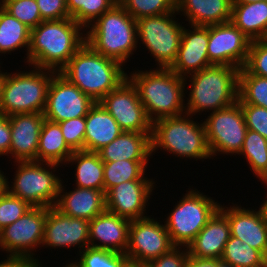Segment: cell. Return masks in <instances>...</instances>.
I'll return each instance as SVG.
<instances>
[{
    "mask_svg": "<svg viewBox=\"0 0 267 267\" xmlns=\"http://www.w3.org/2000/svg\"><path fill=\"white\" fill-rule=\"evenodd\" d=\"M3 8L30 29L43 21L36 0H14L7 2Z\"/></svg>",
    "mask_w": 267,
    "mask_h": 267,
    "instance_id": "cell-41",
    "label": "cell"
},
{
    "mask_svg": "<svg viewBox=\"0 0 267 267\" xmlns=\"http://www.w3.org/2000/svg\"><path fill=\"white\" fill-rule=\"evenodd\" d=\"M0 6L3 7L7 2H11V1H14V0H0Z\"/></svg>",
    "mask_w": 267,
    "mask_h": 267,
    "instance_id": "cell-55",
    "label": "cell"
},
{
    "mask_svg": "<svg viewBox=\"0 0 267 267\" xmlns=\"http://www.w3.org/2000/svg\"><path fill=\"white\" fill-rule=\"evenodd\" d=\"M220 261L233 267H266V257L241 239L230 236Z\"/></svg>",
    "mask_w": 267,
    "mask_h": 267,
    "instance_id": "cell-33",
    "label": "cell"
},
{
    "mask_svg": "<svg viewBox=\"0 0 267 267\" xmlns=\"http://www.w3.org/2000/svg\"><path fill=\"white\" fill-rule=\"evenodd\" d=\"M11 128L9 155L14 162L37 161L43 113H18L8 116Z\"/></svg>",
    "mask_w": 267,
    "mask_h": 267,
    "instance_id": "cell-21",
    "label": "cell"
},
{
    "mask_svg": "<svg viewBox=\"0 0 267 267\" xmlns=\"http://www.w3.org/2000/svg\"><path fill=\"white\" fill-rule=\"evenodd\" d=\"M173 247L165 224L154 218L131 220L126 256L129 262L144 265L168 253Z\"/></svg>",
    "mask_w": 267,
    "mask_h": 267,
    "instance_id": "cell-14",
    "label": "cell"
},
{
    "mask_svg": "<svg viewBox=\"0 0 267 267\" xmlns=\"http://www.w3.org/2000/svg\"><path fill=\"white\" fill-rule=\"evenodd\" d=\"M185 248L187 247L182 251L181 247L175 246L168 253L146 262L142 267H186L189 253Z\"/></svg>",
    "mask_w": 267,
    "mask_h": 267,
    "instance_id": "cell-44",
    "label": "cell"
},
{
    "mask_svg": "<svg viewBox=\"0 0 267 267\" xmlns=\"http://www.w3.org/2000/svg\"><path fill=\"white\" fill-rule=\"evenodd\" d=\"M43 21L71 18L66 0H36Z\"/></svg>",
    "mask_w": 267,
    "mask_h": 267,
    "instance_id": "cell-45",
    "label": "cell"
},
{
    "mask_svg": "<svg viewBox=\"0 0 267 267\" xmlns=\"http://www.w3.org/2000/svg\"><path fill=\"white\" fill-rule=\"evenodd\" d=\"M240 69L229 65H211L193 73L189 82V98H187L186 113L193 114L202 111H217L238 101Z\"/></svg>",
    "mask_w": 267,
    "mask_h": 267,
    "instance_id": "cell-4",
    "label": "cell"
},
{
    "mask_svg": "<svg viewBox=\"0 0 267 267\" xmlns=\"http://www.w3.org/2000/svg\"><path fill=\"white\" fill-rule=\"evenodd\" d=\"M222 262L215 259H202L188 256L186 267H219Z\"/></svg>",
    "mask_w": 267,
    "mask_h": 267,
    "instance_id": "cell-48",
    "label": "cell"
},
{
    "mask_svg": "<svg viewBox=\"0 0 267 267\" xmlns=\"http://www.w3.org/2000/svg\"><path fill=\"white\" fill-rule=\"evenodd\" d=\"M69 16L84 29L114 5L110 0H66Z\"/></svg>",
    "mask_w": 267,
    "mask_h": 267,
    "instance_id": "cell-35",
    "label": "cell"
},
{
    "mask_svg": "<svg viewBox=\"0 0 267 267\" xmlns=\"http://www.w3.org/2000/svg\"><path fill=\"white\" fill-rule=\"evenodd\" d=\"M30 28L0 6V53L6 54L30 44Z\"/></svg>",
    "mask_w": 267,
    "mask_h": 267,
    "instance_id": "cell-31",
    "label": "cell"
},
{
    "mask_svg": "<svg viewBox=\"0 0 267 267\" xmlns=\"http://www.w3.org/2000/svg\"><path fill=\"white\" fill-rule=\"evenodd\" d=\"M207 117L203 123L211 156L219 152L239 155L248 130L240 103L212 111Z\"/></svg>",
    "mask_w": 267,
    "mask_h": 267,
    "instance_id": "cell-11",
    "label": "cell"
},
{
    "mask_svg": "<svg viewBox=\"0 0 267 267\" xmlns=\"http://www.w3.org/2000/svg\"><path fill=\"white\" fill-rule=\"evenodd\" d=\"M238 102L267 109V78L253 74H239Z\"/></svg>",
    "mask_w": 267,
    "mask_h": 267,
    "instance_id": "cell-36",
    "label": "cell"
},
{
    "mask_svg": "<svg viewBox=\"0 0 267 267\" xmlns=\"http://www.w3.org/2000/svg\"><path fill=\"white\" fill-rule=\"evenodd\" d=\"M0 170V192H2L5 189V179L6 176L4 175V172Z\"/></svg>",
    "mask_w": 267,
    "mask_h": 267,
    "instance_id": "cell-51",
    "label": "cell"
},
{
    "mask_svg": "<svg viewBox=\"0 0 267 267\" xmlns=\"http://www.w3.org/2000/svg\"><path fill=\"white\" fill-rule=\"evenodd\" d=\"M240 106L247 128L267 139V109L251 104H240Z\"/></svg>",
    "mask_w": 267,
    "mask_h": 267,
    "instance_id": "cell-43",
    "label": "cell"
},
{
    "mask_svg": "<svg viewBox=\"0 0 267 267\" xmlns=\"http://www.w3.org/2000/svg\"><path fill=\"white\" fill-rule=\"evenodd\" d=\"M176 11V14L183 12L189 25L223 24L231 21L232 3L231 0H176Z\"/></svg>",
    "mask_w": 267,
    "mask_h": 267,
    "instance_id": "cell-27",
    "label": "cell"
},
{
    "mask_svg": "<svg viewBox=\"0 0 267 267\" xmlns=\"http://www.w3.org/2000/svg\"><path fill=\"white\" fill-rule=\"evenodd\" d=\"M208 59L213 65L244 67L251 40L231 21L208 25Z\"/></svg>",
    "mask_w": 267,
    "mask_h": 267,
    "instance_id": "cell-16",
    "label": "cell"
},
{
    "mask_svg": "<svg viewBox=\"0 0 267 267\" xmlns=\"http://www.w3.org/2000/svg\"><path fill=\"white\" fill-rule=\"evenodd\" d=\"M155 182L150 180H130L112 187L106 194V210L129 220L143 219L146 205Z\"/></svg>",
    "mask_w": 267,
    "mask_h": 267,
    "instance_id": "cell-17",
    "label": "cell"
},
{
    "mask_svg": "<svg viewBox=\"0 0 267 267\" xmlns=\"http://www.w3.org/2000/svg\"><path fill=\"white\" fill-rule=\"evenodd\" d=\"M239 74H253L267 78V40L251 41L247 61Z\"/></svg>",
    "mask_w": 267,
    "mask_h": 267,
    "instance_id": "cell-40",
    "label": "cell"
},
{
    "mask_svg": "<svg viewBox=\"0 0 267 267\" xmlns=\"http://www.w3.org/2000/svg\"><path fill=\"white\" fill-rule=\"evenodd\" d=\"M260 206L263 208L265 215H266V218H267V199Z\"/></svg>",
    "mask_w": 267,
    "mask_h": 267,
    "instance_id": "cell-53",
    "label": "cell"
},
{
    "mask_svg": "<svg viewBox=\"0 0 267 267\" xmlns=\"http://www.w3.org/2000/svg\"><path fill=\"white\" fill-rule=\"evenodd\" d=\"M32 206L6 189L0 192V231L21 218Z\"/></svg>",
    "mask_w": 267,
    "mask_h": 267,
    "instance_id": "cell-39",
    "label": "cell"
},
{
    "mask_svg": "<svg viewBox=\"0 0 267 267\" xmlns=\"http://www.w3.org/2000/svg\"><path fill=\"white\" fill-rule=\"evenodd\" d=\"M0 267H40L36 260L21 256H7V259L0 262Z\"/></svg>",
    "mask_w": 267,
    "mask_h": 267,
    "instance_id": "cell-47",
    "label": "cell"
},
{
    "mask_svg": "<svg viewBox=\"0 0 267 267\" xmlns=\"http://www.w3.org/2000/svg\"><path fill=\"white\" fill-rule=\"evenodd\" d=\"M73 152L64 140L59 123L44 119L38 142L37 161L60 165L67 162Z\"/></svg>",
    "mask_w": 267,
    "mask_h": 267,
    "instance_id": "cell-29",
    "label": "cell"
},
{
    "mask_svg": "<svg viewBox=\"0 0 267 267\" xmlns=\"http://www.w3.org/2000/svg\"><path fill=\"white\" fill-rule=\"evenodd\" d=\"M104 164V193L112 187L130 180H149L146 178L145 168L148 160H117L103 162Z\"/></svg>",
    "mask_w": 267,
    "mask_h": 267,
    "instance_id": "cell-32",
    "label": "cell"
},
{
    "mask_svg": "<svg viewBox=\"0 0 267 267\" xmlns=\"http://www.w3.org/2000/svg\"><path fill=\"white\" fill-rule=\"evenodd\" d=\"M239 154L246 158L249 168L263 182L267 177V139L248 129Z\"/></svg>",
    "mask_w": 267,
    "mask_h": 267,
    "instance_id": "cell-34",
    "label": "cell"
},
{
    "mask_svg": "<svg viewBox=\"0 0 267 267\" xmlns=\"http://www.w3.org/2000/svg\"><path fill=\"white\" fill-rule=\"evenodd\" d=\"M69 163H77L75 170L76 187L104 192V164L97 152L74 151L66 162V164Z\"/></svg>",
    "mask_w": 267,
    "mask_h": 267,
    "instance_id": "cell-30",
    "label": "cell"
},
{
    "mask_svg": "<svg viewBox=\"0 0 267 267\" xmlns=\"http://www.w3.org/2000/svg\"><path fill=\"white\" fill-rule=\"evenodd\" d=\"M59 125L67 145L73 151L84 150L85 117L61 121Z\"/></svg>",
    "mask_w": 267,
    "mask_h": 267,
    "instance_id": "cell-42",
    "label": "cell"
},
{
    "mask_svg": "<svg viewBox=\"0 0 267 267\" xmlns=\"http://www.w3.org/2000/svg\"><path fill=\"white\" fill-rule=\"evenodd\" d=\"M99 103L111 114L123 131L152 133L153 122L148 118L136 87L127 78Z\"/></svg>",
    "mask_w": 267,
    "mask_h": 267,
    "instance_id": "cell-13",
    "label": "cell"
},
{
    "mask_svg": "<svg viewBox=\"0 0 267 267\" xmlns=\"http://www.w3.org/2000/svg\"><path fill=\"white\" fill-rule=\"evenodd\" d=\"M129 76L127 78L136 87L139 99L152 122L186 113L184 90L187 78L178 76L170 68L139 70Z\"/></svg>",
    "mask_w": 267,
    "mask_h": 267,
    "instance_id": "cell-3",
    "label": "cell"
},
{
    "mask_svg": "<svg viewBox=\"0 0 267 267\" xmlns=\"http://www.w3.org/2000/svg\"><path fill=\"white\" fill-rule=\"evenodd\" d=\"M11 145V128L9 117L0 113V156L9 154Z\"/></svg>",
    "mask_w": 267,
    "mask_h": 267,
    "instance_id": "cell-46",
    "label": "cell"
},
{
    "mask_svg": "<svg viewBox=\"0 0 267 267\" xmlns=\"http://www.w3.org/2000/svg\"><path fill=\"white\" fill-rule=\"evenodd\" d=\"M231 236L228 218L218 210L187 246L192 257L220 260Z\"/></svg>",
    "mask_w": 267,
    "mask_h": 267,
    "instance_id": "cell-23",
    "label": "cell"
},
{
    "mask_svg": "<svg viewBox=\"0 0 267 267\" xmlns=\"http://www.w3.org/2000/svg\"><path fill=\"white\" fill-rule=\"evenodd\" d=\"M59 73L95 102L116 89L128 76L120 62L99 54L87 43Z\"/></svg>",
    "mask_w": 267,
    "mask_h": 267,
    "instance_id": "cell-2",
    "label": "cell"
},
{
    "mask_svg": "<svg viewBox=\"0 0 267 267\" xmlns=\"http://www.w3.org/2000/svg\"><path fill=\"white\" fill-rule=\"evenodd\" d=\"M6 75H7V72L4 73L0 70V103H1V99H2V92H3L4 83L6 80Z\"/></svg>",
    "mask_w": 267,
    "mask_h": 267,
    "instance_id": "cell-49",
    "label": "cell"
},
{
    "mask_svg": "<svg viewBox=\"0 0 267 267\" xmlns=\"http://www.w3.org/2000/svg\"><path fill=\"white\" fill-rule=\"evenodd\" d=\"M219 209L212 197L190 189L165 221L173 245L187 247Z\"/></svg>",
    "mask_w": 267,
    "mask_h": 267,
    "instance_id": "cell-9",
    "label": "cell"
},
{
    "mask_svg": "<svg viewBox=\"0 0 267 267\" xmlns=\"http://www.w3.org/2000/svg\"><path fill=\"white\" fill-rule=\"evenodd\" d=\"M110 1L113 3V5L116 6H121L125 2V0H110Z\"/></svg>",
    "mask_w": 267,
    "mask_h": 267,
    "instance_id": "cell-52",
    "label": "cell"
},
{
    "mask_svg": "<svg viewBox=\"0 0 267 267\" xmlns=\"http://www.w3.org/2000/svg\"><path fill=\"white\" fill-rule=\"evenodd\" d=\"M88 28L86 43L122 65L137 48V22L122 6L114 5Z\"/></svg>",
    "mask_w": 267,
    "mask_h": 267,
    "instance_id": "cell-5",
    "label": "cell"
},
{
    "mask_svg": "<svg viewBox=\"0 0 267 267\" xmlns=\"http://www.w3.org/2000/svg\"><path fill=\"white\" fill-rule=\"evenodd\" d=\"M66 267H78V265L77 264H75L74 262L73 263H70V264H67V265H65ZM64 266V267H65ZM40 267H42V264H41V266Z\"/></svg>",
    "mask_w": 267,
    "mask_h": 267,
    "instance_id": "cell-56",
    "label": "cell"
},
{
    "mask_svg": "<svg viewBox=\"0 0 267 267\" xmlns=\"http://www.w3.org/2000/svg\"><path fill=\"white\" fill-rule=\"evenodd\" d=\"M83 27L72 18L42 21L30 30L27 63L59 72L86 43Z\"/></svg>",
    "mask_w": 267,
    "mask_h": 267,
    "instance_id": "cell-1",
    "label": "cell"
},
{
    "mask_svg": "<svg viewBox=\"0 0 267 267\" xmlns=\"http://www.w3.org/2000/svg\"><path fill=\"white\" fill-rule=\"evenodd\" d=\"M219 267H233V266H230V265H226V264L221 263V264L219 265Z\"/></svg>",
    "mask_w": 267,
    "mask_h": 267,
    "instance_id": "cell-57",
    "label": "cell"
},
{
    "mask_svg": "<svg viewBox=\"0 0 267 267\" xmlns=\"http://www.w3.org/2000/svg\"><path fill=\"white\" fill-rule=\"evenodd\" d=\"M152 133L123 131L97 153L103 162L148 160L152 156Z\"/></svg>",
    "mask_w": 267,
    "mask_h": 267,
    "instance_id": "cell-26",
    "label": "cell"
},
{
    "mask_svg": "<svg viewBox=\"0 0 267 267\" xmlns=\"http://www.w3.org/2000/svg\"><path fill=\"white\" fill-rule=\"evenodd\" d=\"M135 20L174 12L176 0H125L121 5Z\"/></svg>",
    "mask_w": 267,
    "mask_h": 267,
    "instance_id": "cell-38",
    "label": "cell"
},
{
    "mask_svg": "<svg viewBox=\"0 0 267 267\" xmlns=\"http://www.w3.org/2000/svg\"><path fill=\"white\" fill-rule=\"evenodd\" d=\"M263 183L267 185V177L264 179Z\"/></svg>",
    "mask_w": 267,
    "mask_h": 267,
    "instance_id": "cell-58",
    "label": "cell"
},
{
    "mask_svg": "<svg viewBox=\"0 0 267 267\" xmlns=\"http://www.w3.org/2000/svg\"><path fill=\"white\" fill-rule=\"evenodd\" d=\"M46 217L47 207H32L0 231V249L9 253V256L26 257L41 265L38 259H34L33 252L37 245H42Z\"/></svg>",
    "mask_w": 267,
    "mask_h": 267,
    "instance_id": "cell-12",
    "label": "cell"
},
{
    "mask_svg": "<svg viewBox=\"0 0 267 267\" xmlns=\"http://www.w3.org/2000/svg\"><path fill=\"white\" fill-rule=\"evenodd\" d=\"M85 121L84 151L98 152L123 132L116 120L99 102L89 109Z\"/></svg>",
    "mask_w": 267,
    "mask_h": 267,
    "instance_id": "cell-25",
    "label": "cell"
},
{
    "mask_svg": "<svg viewBox=\"0 0 267 267\" xmlns=\"http://www.w3.org/2000/svg\"><path fill=\"white\" fill-rule=\"evenodd\" d=\"M183 28L178 55L170 67L178 76H186L213 65L208 59V26Z\"/></svg>",
    "mask_w": 267,
    "mask_h": 267,
    "instance_id": "cell-20",
    "label": "cell"
},
{
    "mask_svg": "<svg viewBox=\"0 0 267 267\" xmlns=\"http://www.w3.org/2000/svg\"><path fill=\"white\" fill-rule=\"evenodd\" d=\"M35 70L7 73L3 86L0 113H43L47 91L56 71L33 67ZM25 72V73H24ZM48 73V74H47Z\"/></svg>",
    "mask_w": 267,
    "mask_h": 267,
    "instance_id": "cell-7",
    "label": "cell"
},
{
    "mask_svg": "<svg viewBox=\"0 0 267 267\" xmlns=\"http://www.w3.org/2000/svg\"><path fill=\"white\" fill-rule=\"evenodd\" d=\"M124 267H142V265L128 262Z\"/></svg>",
    "mask_w": 267,
    "mask_h": 267,
    "instance_id": "cell-54",
    "label": "cell"
},
{
    "mask_svg": "<svg viewBox=\"0 0 267 267\" xmlns=\"http://www.w3.org/2000/svg\"><path fill=\"white\" fill-rule=\"evenodd\" d=\"M80 252L78 267H124L128 262L125 253H118L106 249L86 247Z\"/></svg>",
    "mask_w": 267,
    "mask_h": 267,
    "instance_id": "cell-37",
    "label": "cell"
},
{
    "mask_svg": "<svg viewBox=\"0 0 267 267\" xmlns=\"http://www.w3.org/2000/svg\"><path fill=\"white\" fill-rule=\"evenodd\" d=\"M151 144L152 153L160 148L180 158H211L204 123L194 122L187 113L155 120Z\"/></svg>",
    "mask_w": 267,
    "mask_h": 267,
    "instance_id": "cell-6",
    "label": "cell"
},
{
    "mask_svg": "<svg viewBox=\"0 0 267 267\" xmlns=\"http://www.w3.org/2000/svg\"><path fill=\"white\" fill-rule=\"evenodd\" d=\"M130 223L131 220L105 209L89 221V246L126 253Z\"/></svg>",
    "mask_w": 267,
    "mask_h": 267,
    "instance_id": "cell-22",
    "label": "cell"
},
{
    "mask_svg": "<svg viewBox=\"0 0 267 267\" xmlns=\"http://www.w3.org/2000/svg\"><path fill=\"white\" fill-rule=\"evenodd\" d=\"M231 22L251 41L267 38V1L232 4Z\"/></svg>",
    "mask_w": 267,
    "mask_h": 267,
    "instance_id": "cell-28",
    "label": "cell"
},
{
    "mask_svg": "<svg viewBox=\"0 0 267 267\" xmlns=\"http://www.w3.org/2000/svg\"><path fill=\"white\" fill-rule=\"evenodd\" d=\"M219 210L228 218L231 236L267 256V218L262 207L251 211L237 205L229 208L220 205Z\"/></svg>",
    "mask_w": 267,
    "mask_h": 267,
    "instance_id": "cell-19",
    "label": "cell"
},
{
    "mask_svg": "<svg viewBox=\"0 0 267 267\" xmlns=\"http://www.w3.org/2000/svg\"><path fill=\"white\" fill-rule=\"evenodd\" d=\"M62 184L55 205L62 214L91 221L106 209L103 191L76 187L73 191L64 192Z\"/></svg>",
    "mask_w": 267,
    "mask_h": 267,
    "instance_id": "cell-24",
    "label": "cell"
},
{
    "mask_svg": "<svg viewBox=\"0 0 267 267\" xmlns=\"http://www.w3.org/2000/svg\"><path fill=\"white\" fill-rule=\"evenodd\" d=\"M259 1H267V0H231L232 4H245V3H254Z\"/></svg>",
    "mask_w": 267,
    "mask_h": 267,
    "instance_id": "cell-50",
    "label": "cell"
},
{
    "mask_svg": "<svg viewBox=\"0 0 267 267\" xmlns=\"http://www.w3.org/2000/svg\"><path fill=\"white\" fill-rule=\"evenodd\" d=\"M175 12L136 20L138 41L153 55L158 68H170L178 55L184 26L174 20Z\"/></svg>",
    "mask_w": 267,
    "mask_h": 267,
    "instance_id": "cell-10",
    "label": "cell"
},
{
    "mask_svg": "<svg viewBox=\"0 0 267 267\" xmlns=\"http://www.w3.org/2000/svg\"><path fill=\"white\" fill-rule=\"evenodd\" d=\"M16 163L18 170L13 185L9 187L7 178L5 189L13 196L27 201L32 207H55L62 181L53 172L59 165L38 161Z\"/></svg>",
    "mask_w": 267,
    "mask_h": 267,
    "instance_id": "cell-8",
    "label": "cell"
},
{
    "mask_svg": "<svg viewBox=\"0 0 267 267\" xmlns=\"http://www.w3.org/2000/svg\"><path fill=\"white\" fill-rule=\"evenodd\" d=\"M95 103L76 85L56 72L48 87L43 115L45 119L59 123L72 118L85 117Z\"/></svg>",
    "mask_w": 267,
    "mask_h": 267,
    "instance_id": "cell-15",
    "label": "cell"
},
{
    "mask_svg": "<svg viewBox=\"0 0 267 267\" xmlns=\"http://www.w3.org/2000/svg\"><path fill=\"white\" fill-rule=\"evenodd\" d=\"M42 245L52 248L78 245L79 251L84 250L89 247V221L66 216L55 207H47Z\"/></svg>",
    "mask_w": 267,
    "mask_h": 267,
    "instance_id": "cell-18",
    "label": "cell"
}]
</instances>
